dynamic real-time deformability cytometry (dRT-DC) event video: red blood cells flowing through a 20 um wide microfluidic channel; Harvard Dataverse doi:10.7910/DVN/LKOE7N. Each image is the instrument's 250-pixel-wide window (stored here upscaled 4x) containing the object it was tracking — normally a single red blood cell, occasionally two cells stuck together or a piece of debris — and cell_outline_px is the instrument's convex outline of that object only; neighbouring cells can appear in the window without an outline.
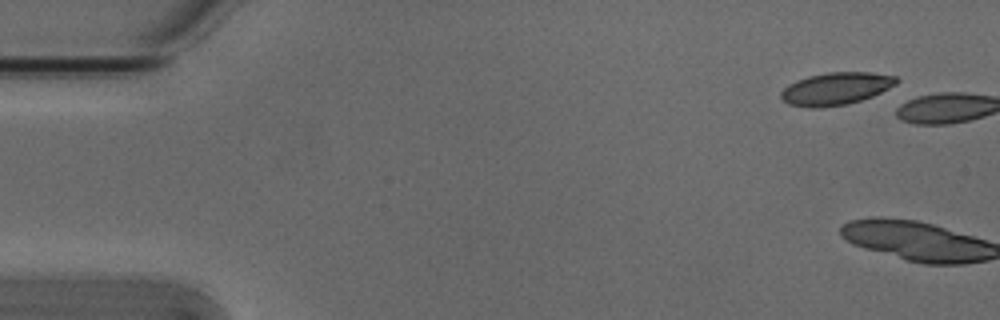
{"species": "Egyptian fruit bat (a non-hibernating species)", "species_latin": "Rousettus aegyptiacus", "temperature_condition": "cold", "stored_images_in_passage": 7, "camera_frame_rate_fps": 3000, "um_per_image_px": 0.085, "animal": {"sex": "male"}, "frame": {"image": 1, "passage_image": 1, "time_ms": 0.0, "image_size_px": [1000, 320], "cell_outline_px": [[900, 80], [896, 84], [872, 96], [848, 104], [820, 108], [812, 108], [788, 104], [780, 96], [780, 92], [788, 84], [796, 80], [808, 76], [828, 72], [872, 72], [896, 76]], "centroid_in_image_um": [71.04, 7.53], "position_along_channel_um": 14.0, "area_um2": 21.91}}